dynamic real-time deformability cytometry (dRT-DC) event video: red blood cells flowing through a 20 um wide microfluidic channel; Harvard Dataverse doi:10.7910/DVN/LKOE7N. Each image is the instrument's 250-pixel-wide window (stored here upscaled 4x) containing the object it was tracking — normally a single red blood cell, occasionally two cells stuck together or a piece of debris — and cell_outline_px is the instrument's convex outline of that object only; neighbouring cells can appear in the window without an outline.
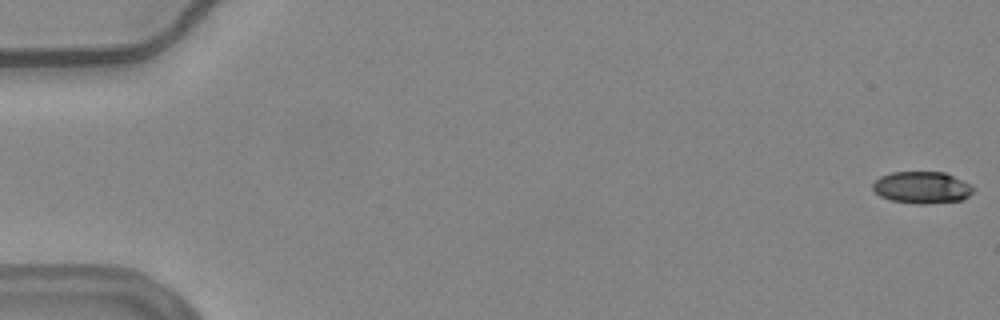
{"species": "common noctule bat (a hibernating species)", "species_latin": "Nyctalus noctula", "temperature_condition": "warm", "stored_images_in_passage": 56, "camera_frame_rate_fps": 3000, "um_per_image_px": 0.085, "animal": {"sex": "female", "body_mass_g": 24.6, "forearm_length_mm": 56.2}, "frame": {"image": 1, "passage_image": 1, "time_ms": 0.0, "image_size_px": [1000, 320], "cell_outline_px": [[972, 192], [968, 196], [960, 200], [924, 204], [916, 204], [892, 200], [880, 196], [872, 188], [872, 184], [880, 176], [892, 172], [944, 172], [972, 184]], "centroid_in_image_um": [78.35, 15.93], "position_along_channel_um": 6.7, "area_um2": 18.55}}
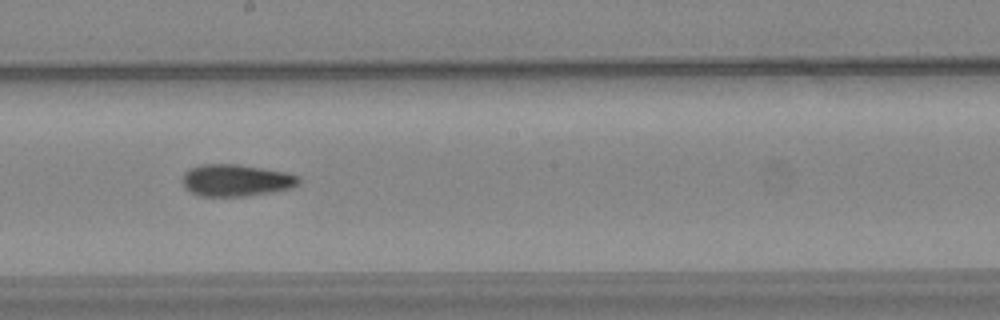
{"frame": {"image": 2, "passage_image": 32, "time_ms": 10.333, "image_size_px": [1000, 320], "cell_outline_px": [[300, 184], [292, 188], [272, 192], [248, 196], [200, 196], [184, 188], [180, 180], [184, 172], [200, 164], [236, 164], [288, 172], [300, 176]], "centroid_in_image_um": [20.07, 15.33], "position_along_channel_um": 228.1, "area_um2": 21.96}}
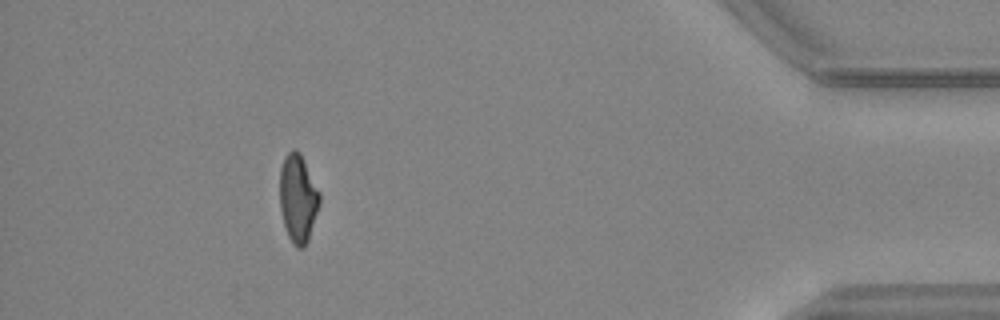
{"frame": {"image": 3, "passage_image": 51, "time_ms": 16.667, "image_size_px": [1000, 320], "cell_outline_px": [[320, 204], [308, 240], [304, 248], [296, 248], [292, 244], [288, 236], [284, 224], [280, 208], [280, 168], [284, 156], [292, 148], [296, 148], [300, 152], [320, 192]], "centroid_in_image_um": [25.33, 16.84], "position_along_channel_um": 409.9, "area_um2": 20.63}, "authors_computed_cell_mechanics": {"area_um2": 20.7791, "velocity_mm_per_s": 3.7483, "shape_relaxation_time_tau1_ms": null, "shape_relaxation_time_tau2_ms": 4.2454, "deformation_change_tau1": null, "deformation_change_tau2": 0.1195}}